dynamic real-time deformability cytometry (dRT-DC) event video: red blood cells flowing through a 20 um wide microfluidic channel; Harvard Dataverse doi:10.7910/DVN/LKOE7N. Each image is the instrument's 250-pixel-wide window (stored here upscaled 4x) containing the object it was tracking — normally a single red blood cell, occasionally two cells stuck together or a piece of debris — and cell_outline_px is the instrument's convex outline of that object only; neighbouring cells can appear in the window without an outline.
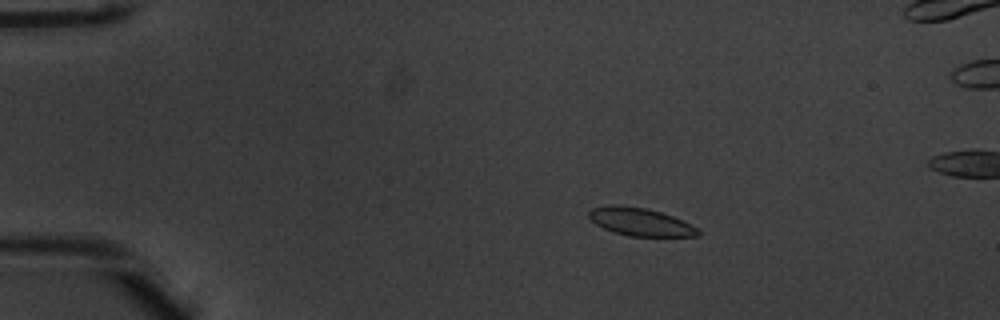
{"species": "common noctule bat (a hibernating species)", "species_latin": "Nyctalus noctula", "temperature_condition": "warm", "stored_images_in_passage": 54, "camera_frame_rate_fps": 3000, "um_per_image_px": 0.085, "animal": {"sex": "male", "body_mass_g": 20.1, "forearm_length_mm": 53.5}, "frame": {"image": 1, "passage_image": 11, "time_ms": 3.333, "image_size_px": [1000, 320], "cell_outline_px": [[700, 236], [628, 236], [604, 228], [596, 224], [588, 216], [588, 212], [592, 208], [612, 204], [616, 204], [648, 208], [672, 216], [692, 224], [700, 228]], "centroid_in_image_um": [54.46, 18.85], "position_along_channel_um": 30.5, "area_um2": 17.8}}
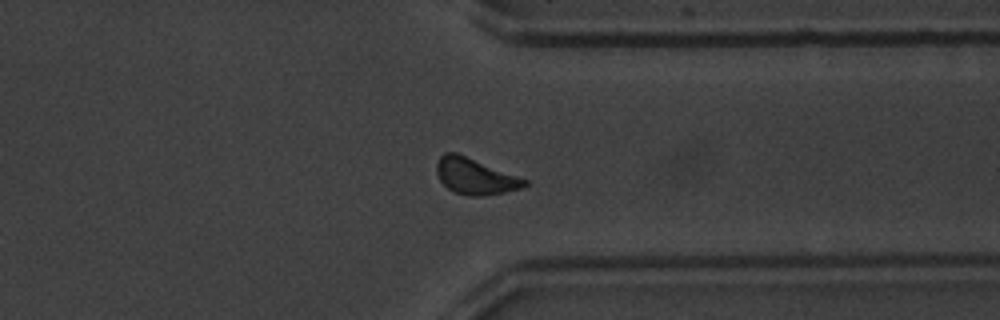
{"frame": {"image": 2, "passage_image": 42, "time_ms": 13.667, "image_size_px": [1000, 320], "cell_outline_px": [[528, 184], [520, 188], [504, 192], [480, 196], [468, 196], [456, 192], [448, 188], [440, 180], [436, 172], [436, 164], [440, 156], [444, 152], [456, 152], [528, 180]], "centroid_in_image_um": [40.36, 14.97], "position_along_channel_um": 371.0, "area_um2": 18.26}}
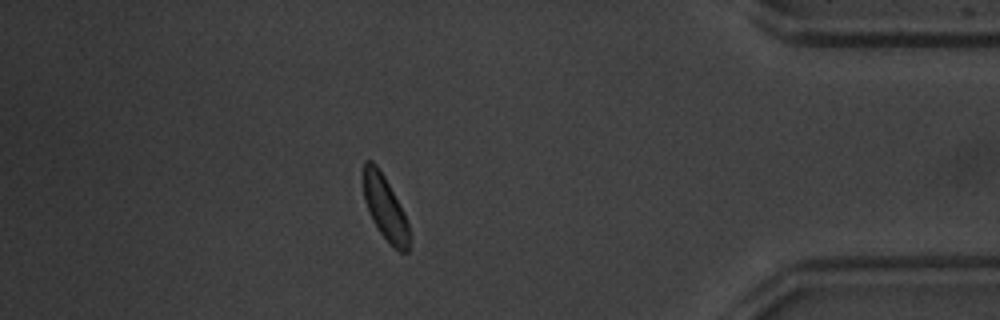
{"frame": {"image": 3, "passage_image": 47, "time_ms": 15.333, "image_size_px": [1000, 320], "cell_outline_px": [[408, 252], [400, 252], [392, 248], [380, 232], [372, 220], [364, 200], [364, 160], [372, 160], [376, 164], [384, 176], [408, 224]], "centroid_in_image_um": [32.7, 17.69], "position_along_channel_um": 402.5, "area_um2": 16.59}}